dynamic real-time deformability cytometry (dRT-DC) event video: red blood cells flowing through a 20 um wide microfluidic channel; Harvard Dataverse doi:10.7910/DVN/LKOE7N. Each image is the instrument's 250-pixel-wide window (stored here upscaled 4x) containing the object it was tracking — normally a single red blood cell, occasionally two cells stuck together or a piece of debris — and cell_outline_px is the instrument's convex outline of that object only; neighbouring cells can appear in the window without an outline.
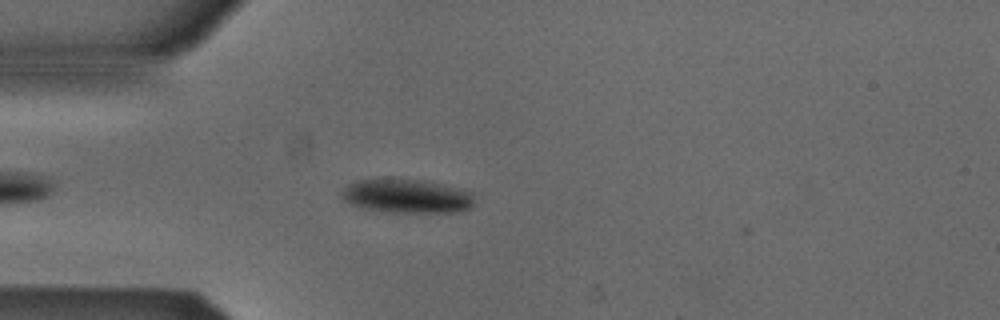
{"species": "Egyptian fruit bat (a non-hibernating species)", "species_latin": "Rousettus aegyptiacus", "temperature_condition": "cold", "stored_images_in_passage": 41, "camera_frame_rate_fps": 3000, "um_per_image_px": 0.085, "animal": {"sex": "male"}, "frame": {"image": 1, "passage_image": 6, "time_ms": 1.667, "image_size_px": [1000, 320], "cell_outline_px": [[472, 204], [468, 208], [460, 212], [392, 212], [364, 208], [352, 204], [344, 200], [340, 192], [348, 184], [356, 180], [392, 176], [424, 180], [444, 184], [460, 188], [472, 192]], "centroid_in_image_um": [34.54, 16.62], "position_along_channel_um": 50.5, "area_um2": 26.82}}
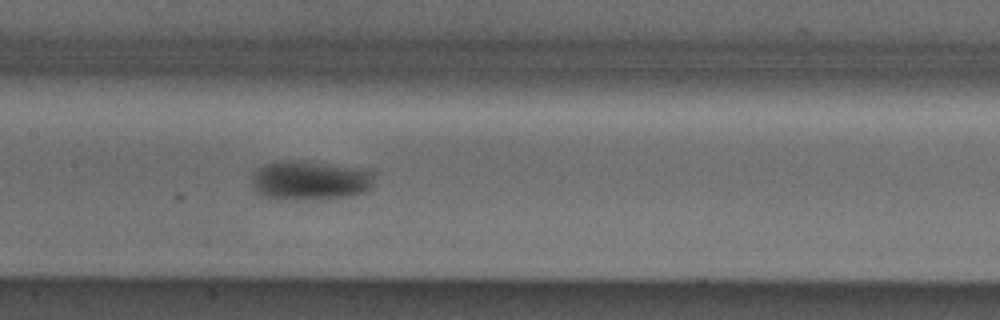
{"frame": {"image": 2, "passage_image": 17, "time_ms": 5.333, "image_size_px": [1000, 320], "cell_outline_px": [[376, 172], [372, 184], [364, 192], [352, 196], [320, 200], [288, 200], [268, 196], [252, 192], [252, 176], [264, 164], [300, 160], [372, 168]], "centroid_in_image_um": [26.45, 15.34], "position_along_channel_um": 180.9, "area_um2": 28.78}}
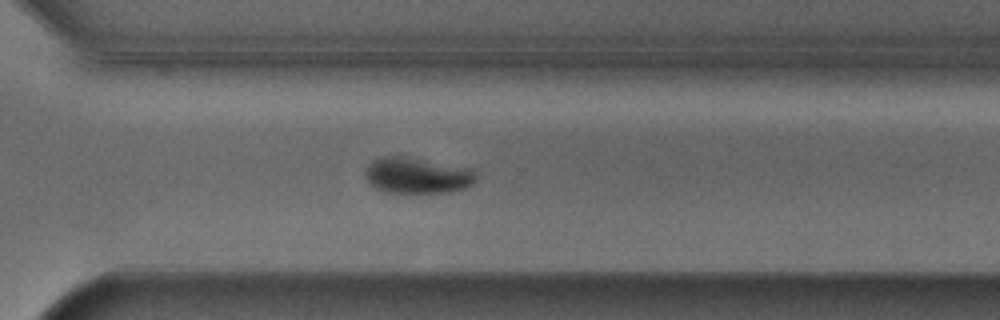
{"frame": {"image": 3, "passage_image": 29, "time_ms": 9.333, "image_size_px": [1000, 320], "cell_outline_px": [[476, 180], [472, 184], [464, 188], [448, 192], [384, 192], [376, 188], [364, 176], [364, 172], [368, 164], [376, 156], [404, 156], [476, 168]], "centroid_in_image_um": [35.48, 14.88], "position_along_channel_um": 335.1, "area_um2": 23.58}, "authors_computed_cell_mechanics": {"area_um2": 25.9522, "velocity_mm_per_s": 3.8589, "shape_relaxation_time_tau1_ms": 3.8426, "shape_relaxation_time_tau2_ms": null, "deformation_change_tau1": 0.1165, "deformation_change_tau2": null}}